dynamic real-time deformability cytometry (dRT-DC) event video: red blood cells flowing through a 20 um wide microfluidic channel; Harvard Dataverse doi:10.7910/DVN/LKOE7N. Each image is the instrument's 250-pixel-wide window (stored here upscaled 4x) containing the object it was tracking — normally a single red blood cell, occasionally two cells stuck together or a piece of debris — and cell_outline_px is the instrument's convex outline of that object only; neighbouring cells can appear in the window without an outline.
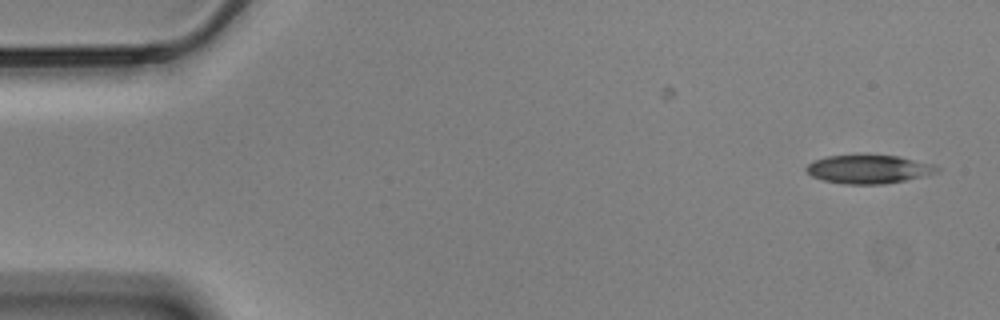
{"species": "Egyptian fruit bat (a non-hibernating species)", "species_latin": "Rousettus aegyptiacus", "temperature_condition": "cold", "stored_images_in_passage": 10, "camera_frame_rate_fps": 3000, "um_per_image_px": 0.085, "animal": {"sex": "male"}, "frame": {"image": 1, "passage_image": 1, "time_ms": 0.0, "image_size_px": [1000, 320], "cell_outline_px": [[940, 172], [904, 180], [884, 184], [844, 184], [824, 180], [812, 176], [804, 168], [812, 160], [828, 156], [900, 156], [932, 164], [940, 168]], "centroid_in_image_um": [73.83, 14.39], "position_along_channel_um": 11.2, "area_um2": 21.44}}